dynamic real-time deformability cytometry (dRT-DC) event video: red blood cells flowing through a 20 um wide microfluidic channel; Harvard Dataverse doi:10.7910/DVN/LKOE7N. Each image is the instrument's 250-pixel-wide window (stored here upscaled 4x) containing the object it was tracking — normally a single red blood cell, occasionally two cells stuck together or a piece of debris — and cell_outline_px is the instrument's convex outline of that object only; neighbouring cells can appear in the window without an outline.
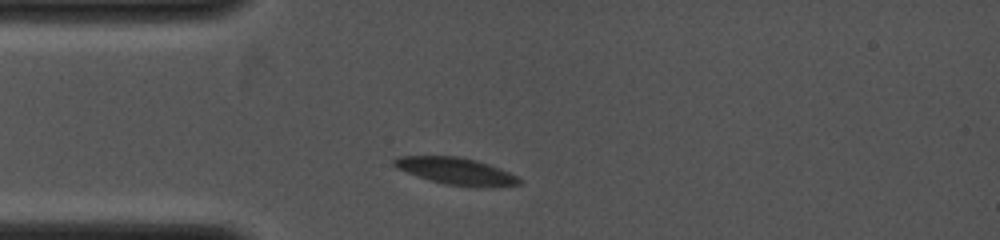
{"species": "common noctule bat (a hibernating species)", "species_latin": "Nyctalus noctula", "temperature_condition": "cold", "stored_images_in_passage": 10, "camera_frame_rate_fps": 4000, "um_per_image_px": 0.085, "animal": {"sex": "female", "body_mass_g": 19.0, "forearm_length_mm": 53.3}, "frame": {"image": 1, "passage_image": 1, "time_ms": 0.0, "image_size_px": [1000, 240], "cell_outline_px": [[520, 184], [488, 188], [444, 184], [428, 180], [396, 168], [392, 164], [392, 160], [396, 156], [456, 156], [476, 160], [500, 168], [516, 176], [520, 180]], "centroid_in_image_um": [38.73, 14.55], "position_along_channel_um": 46.3, "area_um2": 19.71}}
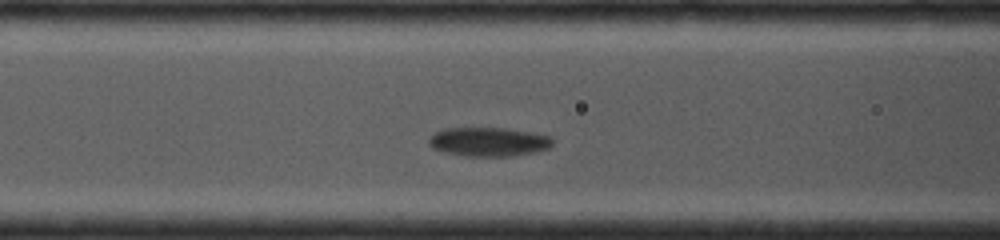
{"frame": {"image": 2, "passage_image": 6, "time_ms": 2.0, "image_size_px": [1000, 240], "cell_outline_px": [[552, 144], [548, 148], [536, 152], [516, 156], [468, 156], [444, 152], [432, 148], [428, 144], [428, 136], [444, 128], [504, 128], [532, 132], [552, 136]], "centroid_in_image_um": [41.52, 12.05], "position_along_channel_um": 125.1, "area_um2": 21.1}}
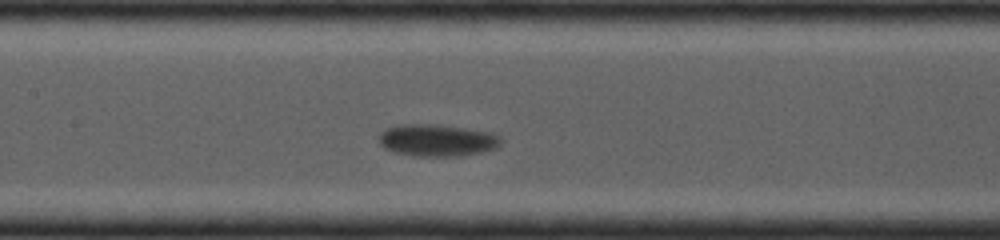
{"frame": {"image": 3, "passage_image": 9, "time_ms": 3.0, "image_size_px": [1000, 240], "cell_outline_px": [[504, 140], [496, 148], [480, 152], [456, 156], [412, 156], [396, 152], [384, 148], [380, 144], [376, 136], [384, 128], [396, 124], [440, 124], [492, 132], [500, 136]], "centroid_in_image_um": [37.11, 11.9], "position_along_channel_um": 170.3, "area_um2": 23.24}}